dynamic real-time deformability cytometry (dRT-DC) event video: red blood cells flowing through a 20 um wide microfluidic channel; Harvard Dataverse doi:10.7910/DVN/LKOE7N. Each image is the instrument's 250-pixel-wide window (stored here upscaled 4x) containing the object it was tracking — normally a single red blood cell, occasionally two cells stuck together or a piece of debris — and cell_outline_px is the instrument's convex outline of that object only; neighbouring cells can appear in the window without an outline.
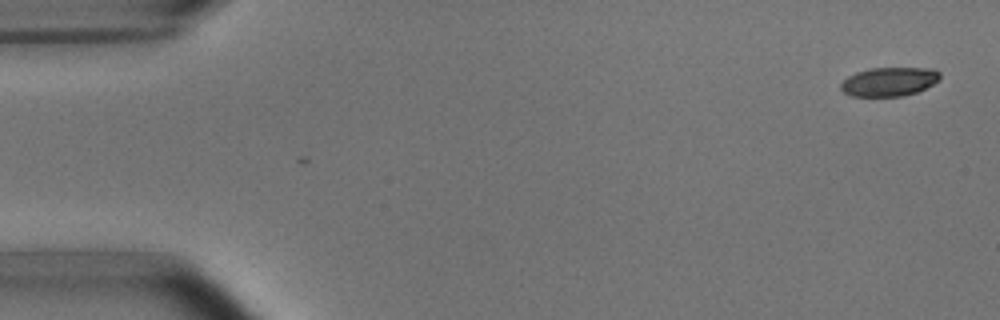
{"species": "common noctule bat (a hibernating species)", "species_latin": "Nyctalus noctula", "temperature_condition": "room temperature", "stored_images_in_passage": 4, "camera_frame_rate_fps": 3000, "um_per_image_px": 0.085, "animal": {"sex": "male", "body_mass_g": 15.6}, "frame": {"image": 1, "passage_image": 1, "time_ms": 0.0, "image_size_px": [1000, 320], "cell_outline_px": [[940, 80], [916, 92], [904, 96], [852, 96], [844, 92], [840, 88], [840, 84], [848, 76], [856, 72], [872, 68], [932, 68], [940, 72]], "centroid_in_image_um": [75.58, 6.94], "position_along_channel_um": 9.4, "area_um2": 16.65}}